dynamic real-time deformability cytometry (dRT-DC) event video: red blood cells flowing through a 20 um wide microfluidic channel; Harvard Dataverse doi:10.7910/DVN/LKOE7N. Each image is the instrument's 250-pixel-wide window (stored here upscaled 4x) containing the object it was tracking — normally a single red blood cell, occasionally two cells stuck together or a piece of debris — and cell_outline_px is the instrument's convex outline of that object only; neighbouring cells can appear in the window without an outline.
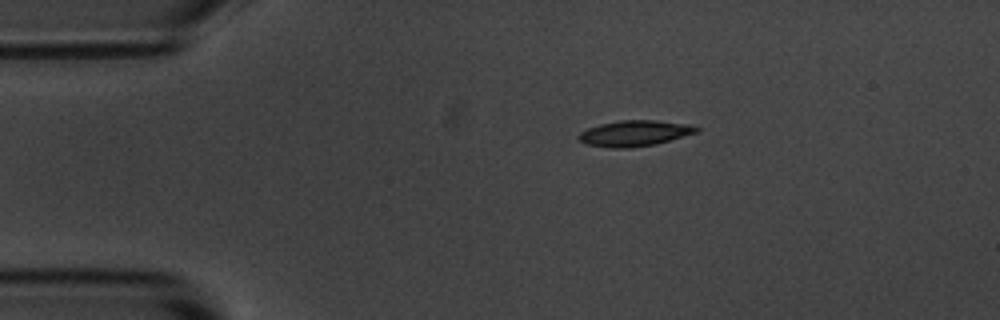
{"species": "common noctule bat (a hibernating species)", "species_latin": "Nyctalus noctula", "temperature_condition": "room temperature", "stored_images_in_passage": 3, "camera_frame_rate_fps": 3000, "um_per_image_px": 0.085, "animal": {"sex": "male", "body_mass_g": 20.1, "forearm_length_mm": 53.5}, "frame": {"image": 1, "passage_image": 1, "time_ms": 0.0, "image_size_px": [1000, 320], "cell_outline_px": [[700, 132], [656, 144], [628, 148], [612, 148], [588, 144], [580, 140], [576, 136], [580, 132], [588, 128], [600, 124], [620, 120], [656, 120], [688, 124], [700, 128]], "centroid_in_image_um": [53.97, 11.32], "position_along_channel_um": 31.0, "area_um2": 17.74}}
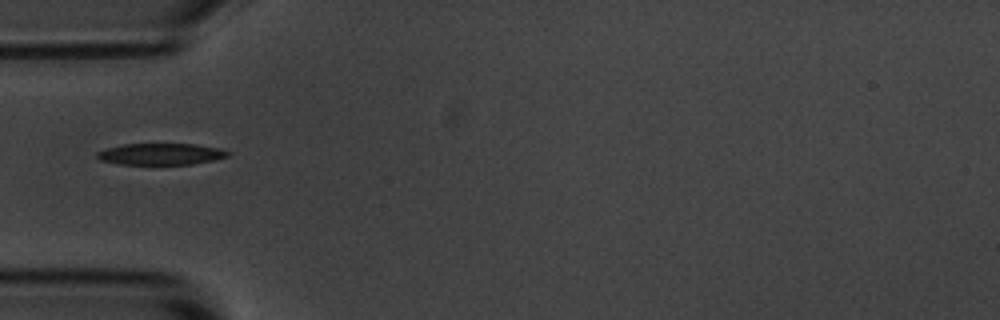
{"frame": {"image": 2, "passage_image": 3, "time_ms": 2.333, "image_size_px": [1000, 320], "cell_outline_px": [[232, 152], [228, 156], [212, 160], [192, 164], [120, 164], [100, 160], [96, 156], [96, 152], [108, 148], [124, 144], [196, 144], [220, 148]], "centroid_in_image_um": [13.69, 13.09], "position_along_channel_um": 71.3, "area_um2": 16.3}}